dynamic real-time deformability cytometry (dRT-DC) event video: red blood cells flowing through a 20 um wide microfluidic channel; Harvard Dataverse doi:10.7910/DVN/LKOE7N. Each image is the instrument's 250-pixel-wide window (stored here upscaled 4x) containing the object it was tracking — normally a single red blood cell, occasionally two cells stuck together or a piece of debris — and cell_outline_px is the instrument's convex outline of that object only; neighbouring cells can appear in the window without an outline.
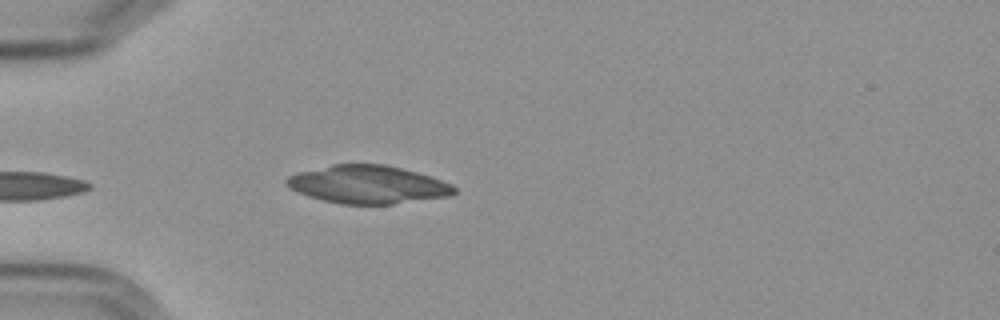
{"species": "Egyptian fruit bat (a non-hibernating species)", "species_latin": "Rousettus aegyptiacus", "temperature_condition": "cold", "stored_images_in_passage": 4, "camera_frame_rate_fps": 3000, "um_per_image_px": 0.085, "frame": {"image": 1, "passage_image": 4, "time_ms": 4.667, "image_size_px": [1000, 320], "cell_outline_px": [[456, 192], [448, 196], [392, 204], [344, 204], [324, 200], [308, 196], [288, 188], [284, 184], [284, 180], [288, 176], [300, 172], [332, 164], [384, 164], [416, 172], [452, 184], [456, 188]], "centroid_in_image_um": [31.23, 15.68], "position_along_channel_um": 53.8, "area_um2": 36.88}}